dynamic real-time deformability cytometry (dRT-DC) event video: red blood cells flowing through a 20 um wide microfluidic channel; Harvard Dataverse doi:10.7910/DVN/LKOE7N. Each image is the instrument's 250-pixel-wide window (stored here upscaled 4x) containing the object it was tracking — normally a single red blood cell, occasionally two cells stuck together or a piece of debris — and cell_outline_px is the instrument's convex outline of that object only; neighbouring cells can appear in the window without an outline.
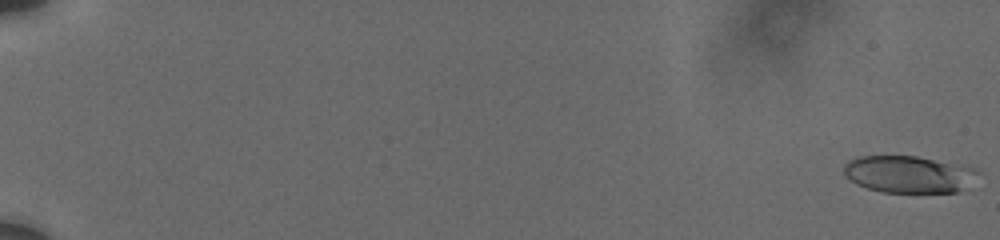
{"species": "human", "species_latin": "Homo sapiens", "temperature_condition": "cold", "stored_images_in_passage": 10, "camera_frame_rate_fps": 3000, "um_per_image_px": 0.085, "donor": {"sex": "male"}, "frame": {"image": 1, "passage_image": 1, "time_ms": 0.0, "image_size_px": [1000, 240], "cell_outline_px": [[984, 172], [960, 192], [880, 192], [856, 184], [844, 172], [844, 164], [848, 160], [856, 156], [916, 156], [980, 168]], "centroid_in_image_um": [77.32, 14.8], "position_along_channel_um": 7.7, "area_um2": 29.3}}
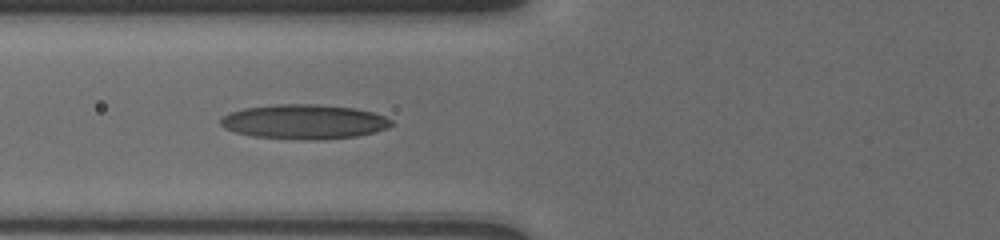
{"frame": {"image": 2, "passage_image": 9, "time_ms": 8.333, "image_size_px": [1000, 240], "cell_outline_px": [[396, 124], [388, 128], [356, 136], [324, 140], [296, 140], [252, 136], [236, 132], [224, 128], [220, 124], [220, 120], [228, 112], [244, 108], [276, 104], [316, 104], [356, 108], [372, 112], [384, 116], [392, 120]], "centroid_in_image_um": [25.86, 10.35], "position_along_channel_um": 99.9, "area_um2": 34.74}}
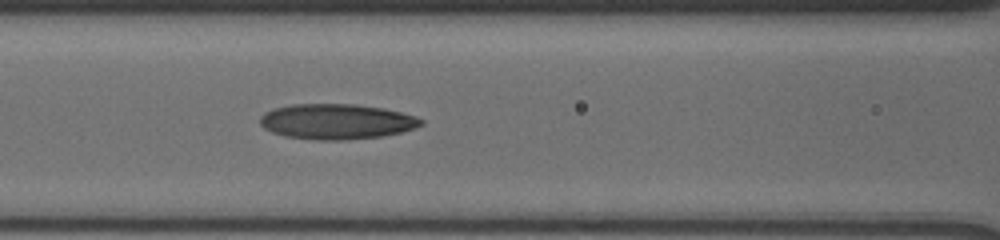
{"frame": {"image": 3, "passage_image": 10, "time_ms": 9.333, "image_size_px": [1000, 240], "cell_outline_px": [[424, 124], [416, 128], [384, 136], [340, 140], [316, 140], [284, 136], [272, 132], [264, 128], [260, 124], [260, 116], [264, 112], [272, 108], [292, 104], [356, 104], [384, 108], [416, 116], [424, 120]], "centroid_in_image_um": [28.6, 10.33], "position_along_channel_um": 138.0, "area_um2": 33.41}}